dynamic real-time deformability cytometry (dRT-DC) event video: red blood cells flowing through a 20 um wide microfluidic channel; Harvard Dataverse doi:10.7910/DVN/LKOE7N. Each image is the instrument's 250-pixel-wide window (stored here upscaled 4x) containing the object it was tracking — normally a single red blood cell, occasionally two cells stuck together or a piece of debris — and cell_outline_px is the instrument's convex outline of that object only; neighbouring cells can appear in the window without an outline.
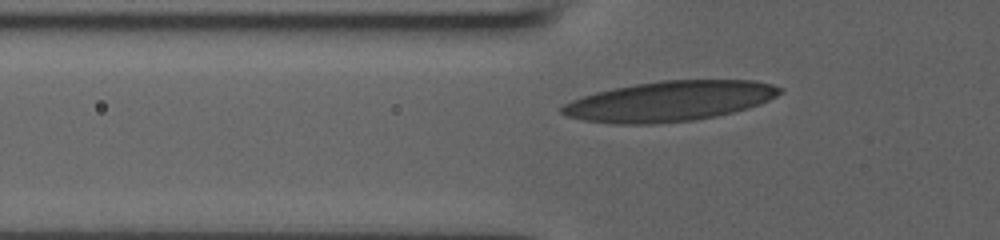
{"species": "human", "species_latin": "Homo sapiens", "temperature_condition": "room temperature", "stored_images_in_passage": 34, "camera_frame_rate_fps": 3000, "um_per_image_px": 0.085, "donor": {"sex": "male"}, "frame": {"image": 1, "passage_image": 9, "time_ms": 2.667, "image_size_px": [1000, 240], "cell_outline_px": [[784, 92], [760, 104], [748, 108], [716, 116], [692, 120], [652, 124], [616, 124], [584, 120], [568, 116], [560, 112], [560, 108], [564, 104], [572, 100], [596, 92], [636, 84], [660, 80], [756, 80], [772, 84], [784, 88]], "centroid_in_image_um": [56.96, 8.59], "position_along_channel_um": 68.8, "area_um2": 50.81}}
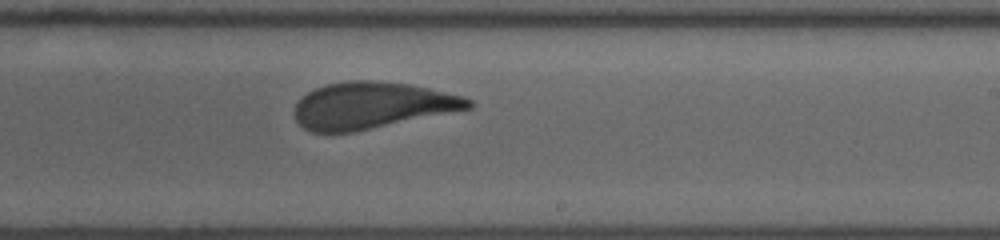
{"frame": {"image": 2, "passage_image": 23, "time_ms": 7.333, "image_size_px": [1000, 240], "cell_outline_px": [[476, 104], [472, 108], [352, 132], [312, 132], [304, 128], [296, 120], [296, 104], [308, 92], [324, 84], [348, 80], [368, 80], [412, 84], [464, 96], [472, 100]], "centroid_in_image_um": [31.65, 8.95], "position_along_channel_um": 257.4, "area_um2": 46.99}}
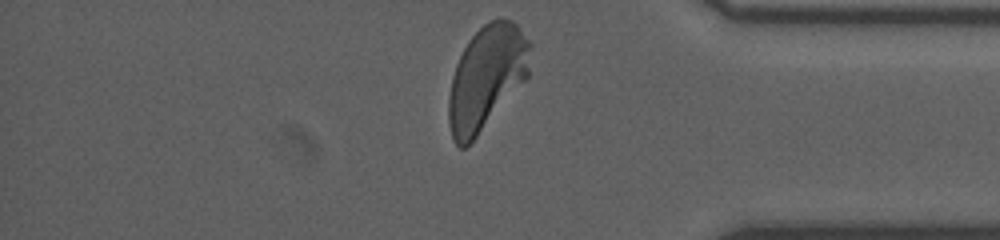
{"frame": {"image": 3, "passage_image": 34, "time_ms": 11.0, "image_size_px": [1000, 240], "cell_outline_px": [[532, 44], [528, 76], [476, 136], [464, 148], [460, 148], [452, 140], [448, 124], [448, 100], [452, 76], [456, 64], [468, 40], [484, 24], [500, 16], [504, 16], [512, 20], [516, 24]], "centroid_in_image_um": [41.35, 6.55], "position_along_channel_um": 393.9, "area_um2": 49.13}}